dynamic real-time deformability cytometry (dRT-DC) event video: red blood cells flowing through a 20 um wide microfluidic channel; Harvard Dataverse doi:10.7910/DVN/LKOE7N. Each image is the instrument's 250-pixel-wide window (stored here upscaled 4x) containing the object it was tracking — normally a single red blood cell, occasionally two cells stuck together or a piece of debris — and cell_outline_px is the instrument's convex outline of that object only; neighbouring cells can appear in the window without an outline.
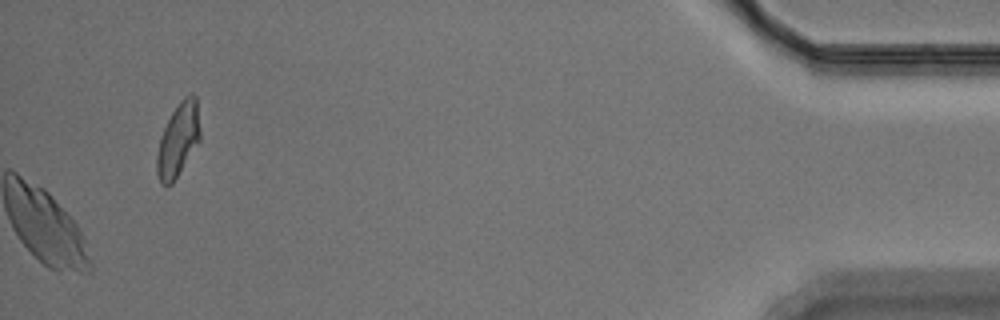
{"species": "Egyptian fruit bat (a non-hibernating species)", "species_latin": "Rousettus aegyptiacus", "temperature_condition": "warm", "stored_images_in_passage": 53, "camera_frame_rate_fps": 3000, "um_per_image_px": 0.085, "animal": {"sex": "male"}, "frame": {"image": 1, "passage_image": 53, "time_ms": 17.333, "image_size_px": [1000, 320], "cell_outline_px": [[200, 140], [172, 184], [160, 184], [156, 172], [156, 156], [160, 136], [172, 112], [180, 100], [184, 96], [192, 92], [196, 96], [200, 128]], "centroid_in_image_um": [15.14, 11.87], "position_along_channel_um": 420.1, "area_um2": 18.55}}